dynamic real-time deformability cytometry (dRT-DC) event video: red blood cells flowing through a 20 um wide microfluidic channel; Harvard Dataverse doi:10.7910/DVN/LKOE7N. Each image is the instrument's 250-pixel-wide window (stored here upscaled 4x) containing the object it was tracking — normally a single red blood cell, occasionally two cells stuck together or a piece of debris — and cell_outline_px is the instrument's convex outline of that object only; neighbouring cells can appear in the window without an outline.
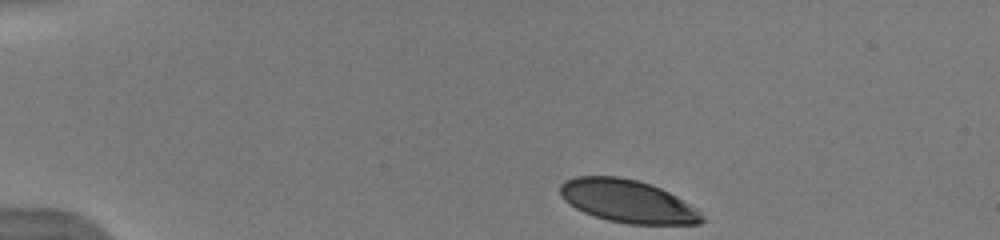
{"species": "human", "species_latin": "Homo sapiens", "temperature_condition": "warm", "stored_images_in_passage": 37, "camera_frame_rate_fps": 3000, "um_per_image_px": 0.085, "donor": {"sex": "male"}, "frame": {"image": 1, "passage_image": 1, "time_ms": 0.0, "image_size_px": [1000, 240], "cell_outline_px": [[708, 220], [700, 224], [628, 224], [608, 220], [584, 212], [576, 208], [564, 200], [560, 196], [560, 184], [564, 180], [576, 176], [620, 176], [636, 180], [660, 188], [684, 200], [696, 208]], "centroid_in_image_um": [53.36, 17.1], "position_along_channel_um": 31.6, "area_um2": 35.43}, "authors_computed_cell_mechanics": {"area_um2": 39.882, "velocity_mm_per_s": 3.9236, "shape_relaxation_time_tau1_ms": 2.5779, "shape_relaxation_time_tau2_ms": null, "deformation_change_tau1": 0.124, "deformation_change_tau2": null}}